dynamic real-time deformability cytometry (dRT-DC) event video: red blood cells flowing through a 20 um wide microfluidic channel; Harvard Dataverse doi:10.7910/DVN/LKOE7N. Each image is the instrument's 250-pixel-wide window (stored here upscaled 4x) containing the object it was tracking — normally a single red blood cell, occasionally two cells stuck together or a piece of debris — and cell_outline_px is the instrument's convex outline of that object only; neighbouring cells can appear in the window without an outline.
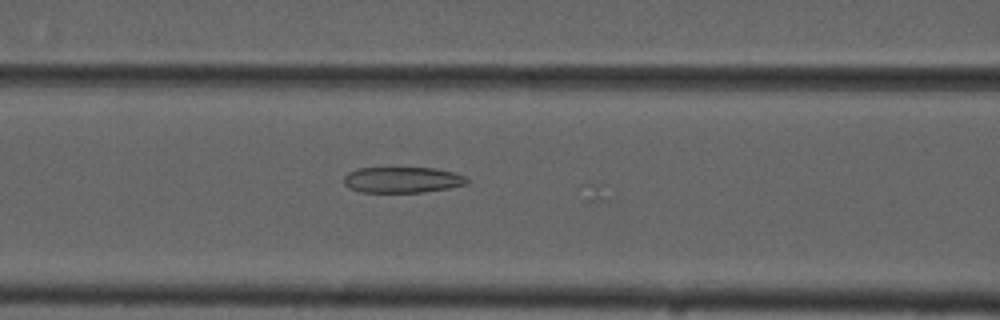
{"species": "common noctule bat (a hibernating species)", "species_latin": "Nyctalus noctula", "temperature_condition": "cold", "stored_images_in_passage": 55, "camera_frame_rate_fps": 3000, "um_per_image_px": 0.085, "animal": {"sex": "male", "forearm_length_mm": 52.5}, "frame": {"image": 1, "passage_image": 23, "time_ms": 7.333, "image_size_px": [1000, 320], "cell_outline_px": [[468, 184], [448, 188], [424, 192], [360, 192], [344, 184], [344, 176], [348, 172], [356, 168], [436, 168], [452, 172], [464, 176], [468, 180]], "centroid_in_image_um": [34.19, 15.28], "position_along_channel_um": 132.4, "area_um2": 18.5}}
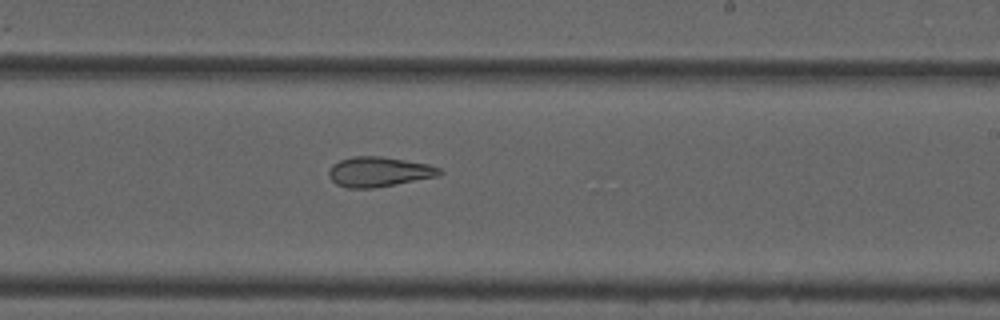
{"frame": {"image": 2, "passage_image": 33, "time_ms": 10.667, "image_size_px": [1000, 320], "cell_outline_px": [[444, 172], [440, 176], [396, 184], [372, 188], [348, 188], [336, 184], [328, 176], [328, 172], [332, 164], [340, 160], [352, 156], [380, 156], [428, 164], [440, 168]], "centroid_in_image_um": [32.21, 14.6], "position_along_channel_um": 256.8, "area_um2": 19.36}}
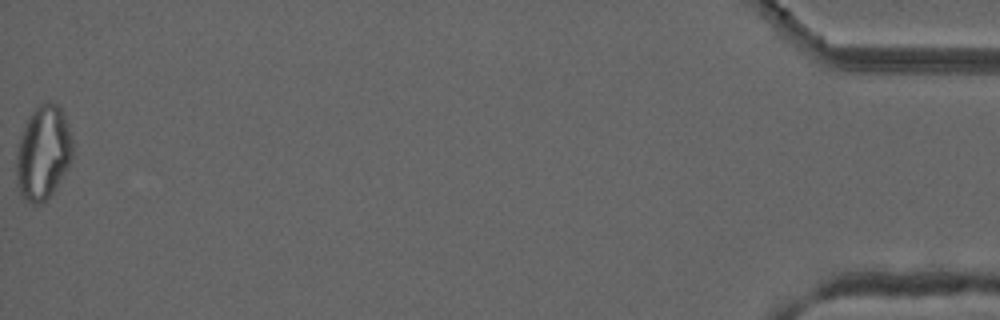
{"frame": {"image": 3, "passage_image": 55, "time_ms": 18.0, "image_size_px": [1000, 320], "cell_outline_px": [[72, 156], [68, 164], [52, 192], [40, 204], [32, 204], [24, 200], [20, 196], [16, 184], [16, 156], [20, 140], [28, 116], [40, 104], [48, 100], [60, 104], [64, 112], [68, 124], [72, 140]], "centroid_in_image_um": [3.65, 12.95], "position_along_channel_um": 431.6, "area_um2": 30.75}, "authors_computed_cell_mechanics": {"area_um2": 23.8714, "velocity_mm_per_s": 3.7393, "shape_relaxation_time_tau1_ms": null, "shape_relaxation_time_tau2_ms": 4.0693, "deformation_change_tau1": null, "deformation_change_tau2": 0.1288}}